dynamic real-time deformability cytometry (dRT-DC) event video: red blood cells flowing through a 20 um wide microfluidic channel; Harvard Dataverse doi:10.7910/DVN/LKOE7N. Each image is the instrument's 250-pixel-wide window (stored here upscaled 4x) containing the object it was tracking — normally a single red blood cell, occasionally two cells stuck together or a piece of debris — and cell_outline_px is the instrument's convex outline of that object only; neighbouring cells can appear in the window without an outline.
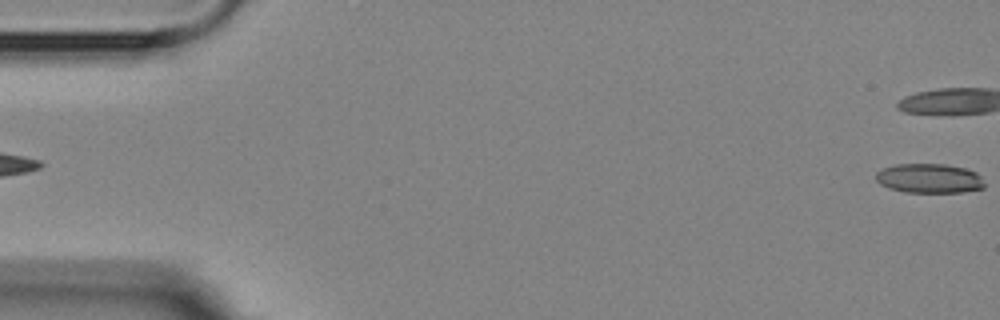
{"species": "Egyptian fruit bat (a non-hibernating species)", "species_latin": "Rousettus aegyptiacus", "temperature_condition": "room temperature", "stored_images_in_passage": 4, "segment_of_instrument_passage": [2, 2], "camera_frame_rate_fps": 3000, "um_per_image_px": 0.085, "animal": {"sex": "female"}, "frame": {"image": 1, "passage_image": 4, "time_ms": 3.333, "image_size_px": [1000, 320], "cell_outline_px": [[984, 188], [960, 192], [904, 192], [888, 188], [880, 184], [876, 180], [876, 172], [884, 168], [896, 164], [944, 164], [964, 168], [976, 172], [980, 176], [984, 184]], "centroid_in_image_um": [78.96, 15.16], "position_along_channel_um": 6.0, "area_um2": 18.55}}